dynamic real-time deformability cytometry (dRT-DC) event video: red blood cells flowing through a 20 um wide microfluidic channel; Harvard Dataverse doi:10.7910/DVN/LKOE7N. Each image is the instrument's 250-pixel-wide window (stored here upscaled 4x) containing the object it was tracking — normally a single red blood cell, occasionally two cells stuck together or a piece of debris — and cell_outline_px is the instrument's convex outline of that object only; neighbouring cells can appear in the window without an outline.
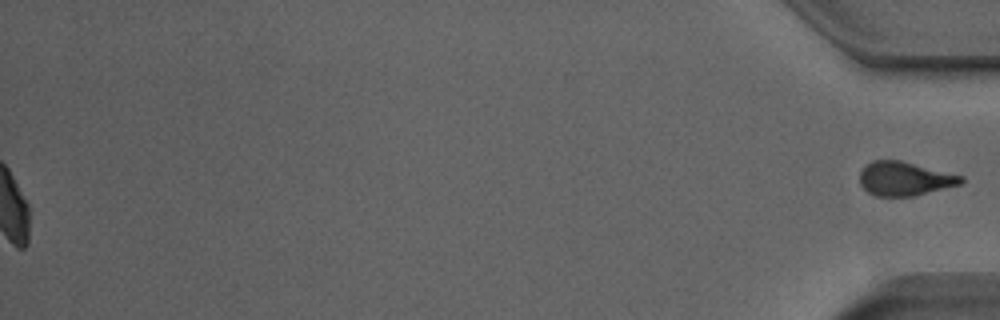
{"species": "Egyptian fruit bat (a non-hibernating species)", "species_latin": "Rousettus aegyptiacus", "temperature_condition": "room temperature", "stored_images_in_passage": 41, "segment_of_instrument_passage": [2, 2], "camera_frame_rate_fps": 3000, "um_per_image_px": 0.085, "animal": {"sex": "male"}, "frame": {"image": 1, "passage_image": 41, "time_ms": 13.333, "image_size_px": [1000, 320], "cell_outline_px": [[964, 180], [960, 184], [912, 196], [876, 196], [868, 192], [860, 184], [860, 172], [872, 160], [900, 160], [964, 176]], "centroid_in_image_um": [76.88, 15.18], "position_along_channel_um": 358.3, "area_um2": 19.77}}